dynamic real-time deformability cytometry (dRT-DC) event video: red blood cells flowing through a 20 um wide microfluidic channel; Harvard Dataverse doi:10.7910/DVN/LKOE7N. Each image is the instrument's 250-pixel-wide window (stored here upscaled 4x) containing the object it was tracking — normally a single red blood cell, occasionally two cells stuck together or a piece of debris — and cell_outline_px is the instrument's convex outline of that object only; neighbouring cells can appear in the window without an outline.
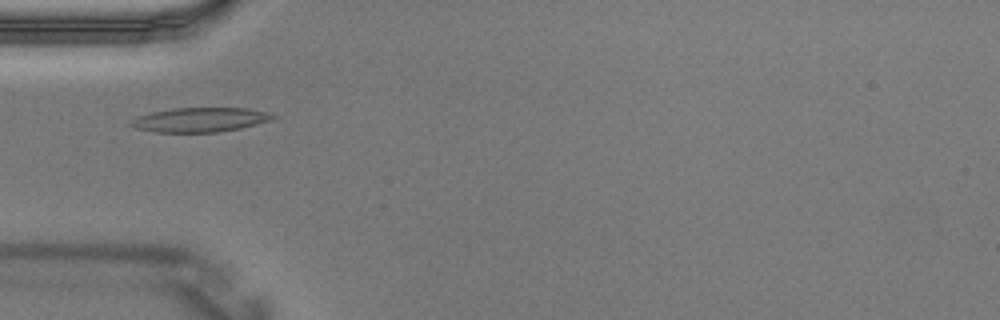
{"species": "Egyptian fruit bat (a non-hibernating species)", "species_latin": "Rousettus aegyptiacus", "temperature_condition": "warm", "stored_images_in_passage": 1, "camera_frame_rate_fps": 3000, "um_per_image_px": 0.085, "animal": {"sex": "male"}, "frame": {"image": 1, "passage_image": 1, "time_ms": 0.0, "image_size_px": [1000, 320], "cell_outline_px": [[280, 116], [272, 120], [240, 128], [216, 132], [152, 132], [136, 128], [128, 124], [128, 120], [136, 116], [152, 112], [176, 108], [248, 108], [268, 112]], "centroid_in_image_um": [16.99, 10.18], "position_along_channel_um": 68.0, "area_um2": 20.35}}